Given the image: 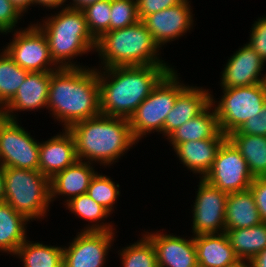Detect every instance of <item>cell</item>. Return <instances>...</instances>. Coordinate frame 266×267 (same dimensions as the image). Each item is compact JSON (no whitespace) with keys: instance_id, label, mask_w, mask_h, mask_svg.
<instances>
[{"instance_id":"1","label":"cell","mask_w":266,"mask_h":267,"mask_svg":"<svg viewBox=\"0 0 266 267\" xmlns=\"http://www.w3.org/2000/svg\"><path fill=\"white\" fill-rule=\"evenodd\" d=\"M101 68L98 69L101 114L129 119L174 67L143 65Z\"/></svg>"},{"instance_id":"2","label":"cell","mask_w":266,"mask_h":267,"mask_svg":"<svg viewBox=\"0 0 266 267\" xmlns=\"http://www.w3.org/2000/svg\"><path fill=\"white\" fill-rule=\"evenodd\" d=\"M87 68L66 67L51 71L47 109L64 129L101 114L98 70Z\"/></svg>"},{"instance_id":"3","label":"cell","mask_w":266,"mask_h":267,"mask_svg":"<svg viewBox=\"0 0 266 267\" xmlns=\"http://www.w3.org/2000/svg\"><path fill=\"white\" fill-rule=\"evenodd\" d=\"M68 131L74 137L78 160L105 167L118 162L137 144L129 119L121 117L100 114L72 125Z\"/></svg>"},{"instance_id":"4","label":"cell","mask_w":266,"mask_h":267,"mask_svg":"<svg viewBox=\"0 0 266 267\" xmlns=\"http://www.w3.org/2000/svg\"><path fill=\"white\" fill-rule=\"evenodd\" d=\"M45 19L35 25L44 33L54 63L59 68L84 67L73 59L95 52L96 40L88 30L83 11L63 7Z\"/></svg>"},{"instance_id":"5","label":"cell","mask_w":266,"mask_h":267,"mask_svg":"<svg viewBox=\"0 0 266 267\" xmlns=\"http://www.w3.org/2000/svg\"><path fill=\"white\" fill-rule=\"evenodd\" d=\"M160 47L141 20L121 29L108 31L96 40L95 52L102 69L117 66L169 65L160 58Z\"/></svg>"},{"instance_id":"6","label":"cell","mask_w":266,"mask_h":267,"mask_svg":"<svg viewBox=\"0 0 266 267\" xmlns=\"http://www.w3.org/2000/svg\"><path fill=\"white\" fill-rule=\"evenodd\" d=\"M5 201L28 221L44 219L50 206V180L39 170L3 167ZM48 209V210H47Z\"/></svg>"},{"instance_id":"7","label":"cell","mask_w":266,"mask_h":267,"mask_svg":"<svg viewBox=\"0 0 266 267\" xmlns=\"http://www.w3.org/2000/svg\"><path fill=\"white\" fill-rule=\"evenodd\" d=\"M180 81L173 68L129 118L131 133L137 142L152 132H160L164 136L166 116L173 108L177 96L188 86Z\"/></svg>"},{"instance_id":"8","label":"cell","mask_w":266,"mask_h":267,"mask_svg":"<svg viewBox=\"0 0 266 267\" xmlns=\"http://www.w3.org/2000/svg\"><path fill=\"white\" fill-rule=\"evenodd\" d=\"M222 89L224 95L222 94L221 99L216 101L211 94L210 102L216 111L220 131L226 135L237 131L248 118H253L266 104L264 83Z\"/></svg>"},{"instance_id":"9","label":"cell","mask_w":266,"mask_h":267,"mask_svg":"<svg viewBox=\"0 0 266 267\" xmlns=\"http://www.w3.org/2000/svg\"><path fill=\"white\" fill-rule=\"evenodd\" d=\"M39 144L17 120L0 115V165L39 170Z\"/></svg>"},{"instance_id":"10","label":"cell","mask_w":266,"mask_h":267,"mask_svg":"<svg viewBox=\"0 0 266 267\" xmlns=\"http://www.w3.org/2000/svg\"><path fill=\"white\" fill-rule=\"evenodd\" d=\"M23 29L16 28L12 34L14 38L4 47L8 55L28 72L57 70L59 67L51 59L44 33L35 24Z\"/></svg>"},{"instance_id":"11","label":"cell","mask_w":266,"mask_h":267,"mask_svg":"<svg viewBox=\"0 0 266 267\" xmlns=\"http://www.w3.org/2000/svg\"><path fill=\"white\" fill-rule=\"evenodd\" d=\"M203 179L221 191L233 193L249 189L254 177L244 157L226 139L217 151L211 170Z\"/></svg>"},{"instance_id":"12","label":"cell","mask_w":266,"mask_h":267,"mask_svg":"<svg viewBox=\"0 0 266 267\" xmlns=\"http://www.w3.org/2000/svg\"><path fill=\"white\" fill-rule=\"evenodd\" d=\"M192 205V233L194 236L225 232V209L228 193L200 178Z\"/></svg>"},{"instance_id":"13","label":"cell","mask_w":266,"mask_h":267,"mask_svg":"<svg viewBox=\"0 0 266 267\" xmlns=\"http://www.w3.org/2000/svg\"><path fill=\"white\" fill-rule=\"evenodd\" d=\"M114 231H80L63 247V267H104Z\"/></svg>"},{"instance_id":"14","label":"cell","mask_w":266,"mask_h":267,"mask_svg":"<svg viewBox=\"0 0 266 267\" xmlns=\"http://www.w3.org/2000/svg\"><path fill=\"white\" fill-rule=\"evenodd\" d=\"M189 0L144 17L141 21L161 48L179 39L193 27V14Z\"/></svg>"},{"instance_id":"15","label":"cell","mask_w":266,"mask_h":267,"mask_svg":"<svg viewBox=\"0 0 266 267\" xmlns=\"http://www.w3.org/2000/svg\"><path fill=\"white\" fill-rule=\"evenodd\" d=\"M264 59L247 43L239 48L221 72V88H236L264 83L265 76L261 73L265 66Z\"/></svg>"},{"instance_id":"16","label":"cell","mask_w":266,"mask_h":267,"mask_svg":"<svg viewBox=\"0 0 266 267\" xmlns=\"http://www.w3.org/2000/svg\"><path fill=\"white\" fill-rule=\"evenodd\" d=\"M50 78L51 72H28L17 93L0 110V115L17 120L14 112L47 109Z\"/></svg>"},{"instance_id":"17","label":"cell","mask_w":266,"mask_h":267,"mask_svg":"<svg viewBox=\"0 0 266 267\" xmlns=\"http://www.w3.org/2000/svg\"><path fill=\"white\" fill-rule=\"evenodd\" d=\"M162 233L159 230L145 234L154 245L158 267H199L194 236L188 240Z\"/></svg>"},{"instance_id":"18","label":"cell","mask_w":266,"mask_h":267,"mask_svg":"<svg viewBox=\"0 0 266 267\" xmlns=\"http://www.w3.org/2000/svg\"><path fill=\"white\" fill-rule=\"evenodd\" d=\"M62 132L39 144V171L49 180L78 160L73 135Z\"/></svg>"},{"instance_id":"19","label":"cell","mask_w":266,"mask_h":267,"mask_svg":"<svg viewBox=\"0 0 266 267\" xmlns=\"http://www.w3.org/2000/svg\"><path fill=\"white\" fill-rule=\"evenodd\" d=\"M226 139L227 135L220 131L214 138L180 143L174 151L186 169L204 178L211 170L217 151Z\"/></svg>"},{"instance_id":"20","label":"cell","mask_w":266,"mask_h":267,"mask_svg":"<svg viewBox=\"0 0 266 267\" xmlns=\"http://www.w3.org/2000/svg\"><path fill=\"white\" fill-rule=\"evenodd\" d=\"M197 86H187L178 96L166 116L164 136L166 139L184 122L199 115L211 102V92Z\"/></svg>"},{"instance_id":"21","label":"cell","mask_w":266,"mask_h":267,"mask_svg":"<svg viewBox=\"0 0 266 267\" xmlns=\"http://www.w3.org/2000/svg\"><path fill=\"white\" fill-rule=\"evenodd\" d=\"M93 164L77 160L73 165L57 173L50 179V201L58 196L67 197L65 204L72 198L87 193L91 179L95 176Z\"/></svg>"},{"instance_id":"22","label":"cell","mask_w":266,"mask_h":267,"mask_svg":"<svg viewBox=\"0 0 266 267\" xmlns=\"http://www.w3.org/2000/svg\"><path fill=\"white\" fill-rule=\"evenodd\" d=\"M199 267H225L239 258L226 233L194 236Z\"/></svg>"},{"instance_id":"23","label":"cell","mask_w":266,"mask_h":267,"mask_svg":"<svg viewBox=\"0 0 266 267\" xmlns=\"http://www.w3.org/2000/svg\"><path fill=\"white\" fill-rule=\"evenodd\" d=\"M262 223L250 189L228 193L225 209V230L248 228Z\"/></svg>"},{"instance_id":"24","label":"cell","mask_w":266,"mask_h":267,"mask_svg":"<svg viewBox=\"0 0 266 267\" xmlns=\"http://www.w3.org/2000/svg\"><path fill=\"white\" fill-rule=\"evenodd\" d=\"M219 132L216 111L210 103L199 115L177 128L167 140L174 149L180 143L214 138Z\"/></svg>"},{"instance_id":"25","label":"cell","mask_w":266,"mask_h":267,"mask_svg":"<svg viewBox=\"0 0 266 267\" xmlns=\"http://www.w3.org/2000/svg\"><path fill=\"white\" fill-rule=\"evenodd\" d=\"M28 221L6 202L0 203V251L14 255L27 239Z\"/></svg>"},{"instance_id":"26","label":"cell","mask_w":266,"mask_h":267,"mask_svg":"<svg viewBox=\"0 0 266 267\" xmlns=\"http://www.w3.org/2000/svg\"><path fill=\"white\" fill-rule=\"evenodd\" d=\"M227 139L241 153L255 177H266V136L241 134L238 130Z\"/></svg>"},{"instance_id":"27","label":"cell","mask_w":266,"mask_h":267,"mask_svg":"<svg viewBox=\"0 0 266 267\" xmlns=\"http://www.w3.org/2000/svg\"><path fill=\"white\" fill-rule=\"evenodd\" d=\"M229 242L239 259L252 260L266 247V223L225 230Z\"/></svg>"},{"instance_id":"28","label":"cell","mask_w":266,"mask_h":267,"mask_svg":"<svg viewBox=\"0 0 266 267\" xmlns=\"http://www.w3.org/2000/svg\"><path fill=\"white\" fill-rule=\"evenodd\" d=\"M15 255L24 267H63V246L43 245L27 238Z\"/></svg>"},{"instance_id":"29","label":"cell","mask_w":266,"mask_h":267,"mask_svg":"<svg viewBox=\"0 0 266 267\" xmlns=\"http://www.w3.org/2000/svg\"><path fill=\"white\" fill-rule=\"evenodd\" d=\"M65 208L71 211L74 215L93 222L89 224L82 231H114L111 223L101 222L105 221L111 215L102 205L93 200L87 193L81 194L68 201ZM105 219V220H104ZM95 222V224H94ZM101 222V223H100Z\"/></svg>"},{"instance_id":"30","label":"cell","mask_w":266,"mask_h":267,"mask_svg":"<svg viewBox=\"0 0 266 267\" xmlns=\"http://www.w3.org/2000/svg\"><path fill=\"white\" fill-rule=\"evenodd\" d=\"M27 74L4 49L0 52V110L14 97Z\"/></svg>"},{"instance_id":"31","label":"cell","mask_w":266,"mask_h":267,"mask_svg":"<svg viewBox=\"0 0 266 267\" xmlns=\"http://www.w3.org/2000/svg\"><path fill=\"white\" fill-rule=\"evenodd\" d=\"M136 243L119 250L122 267H158L153 243L145 235Z\"/></svg>"},{"instance_id":"32","label":"cell","mask_w":266,"mask_h":267,"mask_svg":"<svg viewBox=\"0 0 266 267\" xmlns=\"http://www.w3.org/2000/svg\"><path fill=\"white\" fill-rule=\"evenodd\" d=\"M119 186L110 177L97 172L91 179L87 194L111 214L120 195Z\"/></svg>"},{"instance_id":"33","label":"cell","mask_w":266,"mask_h":267,"mask_svg":"<svg viewBox=\"0 0 266 267\" xmlns=\"http://www.w3.org/2000/svg\"><path fill=\"white\" fill-rule=\"evenodd\" d=\"M88 30L95 40L110 31L111 0H101L82 10Z\"/></svg>"},{"instance_id":"34","label":"cell","mask_w":266,"mask_h":267,"mask_svg":"<svg viewBox=\"0 0 266 267\" xmlns=\"http://www.w3.org/2000/svg\"><path fill=\"white\" fill-rule=\"evenodd\" d=\"M138 21L136 0H111L110 31L131 26Z\"/></svg>"},{"instance_id":"35","label":"cell","mask_w":266,"mask_h":267,"mask_svg":"<svg viewBox=\"0 0 266 267\" xmlns=\"http://www.w3.org/2000/svg\"><path fill=\"white\" fill-rule=\"evenodd\" d=\"M22 14L9 0H0V33H12Z\"/></svg>"},{"instance_id":"36","label":"cell","mask_w":266,"mask_h":267,"mask_svg":"<svg viewBox=\"0 0 266 267\" xmlns=\"http://www.w3.org/2000/svg\"><path fill=\"white\" fill-rule=\"evenodd\" d=\"M252 25L250 41L247 44L266 62V17L258 18Z\"/></svg>"},{"instance_id":"37","label":"cell","mask_w":266,"mask_h":267,"mask_svg":"<svg viewBox=\"0 0 266 267\" xmlns=\"http://www.w3.org/2000/svg\"><path fill=\"white\" fill-rule=\"evenodd\" d=\"M183 1L184 0H136L138 18L142 20L148 15L176 6Z\"/></svg>"},{"instance_id":"38","label":"cell","mask_w":266,"mask_h":267,"mask_svg":"<svg viewBox=\"0 0 266 267\" xmlns=\"http://www.w3.org/2000/svg\"><path fill=\"white\" fill-rule=\"evenodd\" d=\"M241 134L266 136V104L261 111L238 129Z\"/></svg>"},{"instance_id":"39","label":"cell","mask_w":266,"mask_h":267,"mask_svg":"<svg viewBox=\"0 0 266 267\" xmlns=\"http://www.w3.org/2000/svg\"><path fill=\"white\" fill-rule=\"evenodd\" d=\"M249 189L254 196L261 220L266 223V177H255Z\"/></svg>"},{"instance_id":"40","label":"cell","mask_w":266,"mask_h":267,"mask_svg":"<svg viewBox=\"0 0 266 267\" xmlns=\"http://www.w3.org/2000/svg\"><path fill=\"white\" fill-rule=\"evenodd\" d=\"M67 0H34V6L35 5H41L46 7V8H50V9H56V8H63L66 5L64 4ZM64 5V6H62ZM62 6V7H61Z\"/></svg>"},{"instance_id":"41","label":"cell","mask_w":266,"mask_h":267,"mask_svg":"<svg viewBox=\"0 0 266 267\" xmlns=\"http://www.w3.org/2000/svg\"><path fill=\"white\" fill-rule=\"evenodd\" d=\"M15 8L24 16L30 6L34 5V0H9Z\"/></svg>"},{"instance_id":"42","label":"cell","mask_w":266,"mask_h":267,"mask_svg":"<svg viewBox=\"0 0 266 267\" xmlns=\"http://www.w3.org/2000/svg\"><path fill=\"white\" fill-rule=\"evenodd\" d=\"M73 3L71 4V2L69 4H66V7L67 8H70V9H76V10H83L85 9L86 7L90 6L91 4H94L98 1H101V0H72Z\"/></svg>"},{"instance_id":"43","label":"cell","mask_w":266,"mask_h":267,"mask_svg":"<svg viewBox=\"0 0 266 267\" xmlns=\"http://www.w3.org/2000/svg\"><path fill=\"white\" fill-rule=\"evenodd\" d=\"M252 267H266V247L252 260Z\"/></svg>"},{"instance_id":"44","label":"cell","mask_w":266,"mask_h":267,"mask_svg":"<svg viewBox=\"0 0 266 267\" xmlns=\"http://www.w3.org/2000/svg\"><path fill=\"white\" fill-rule=\"evenodd\" d=\"M5 201V176L3 167L0 165V203Z\"/></svg>"},{"instance_id":"45","label":"cell","mask_w":266,"mask_h":267,"mask_svg":"<svg viewBox=\"0 0 266 267\" xmlns=\"http://www.w3.org/2000/svg\"><path fill=\"white\" fill-rule=\"evenodd\" d=\"M225 267H252L251 260L238 259L236 262L229 264Z\"/></svg>"}]
</instances>
